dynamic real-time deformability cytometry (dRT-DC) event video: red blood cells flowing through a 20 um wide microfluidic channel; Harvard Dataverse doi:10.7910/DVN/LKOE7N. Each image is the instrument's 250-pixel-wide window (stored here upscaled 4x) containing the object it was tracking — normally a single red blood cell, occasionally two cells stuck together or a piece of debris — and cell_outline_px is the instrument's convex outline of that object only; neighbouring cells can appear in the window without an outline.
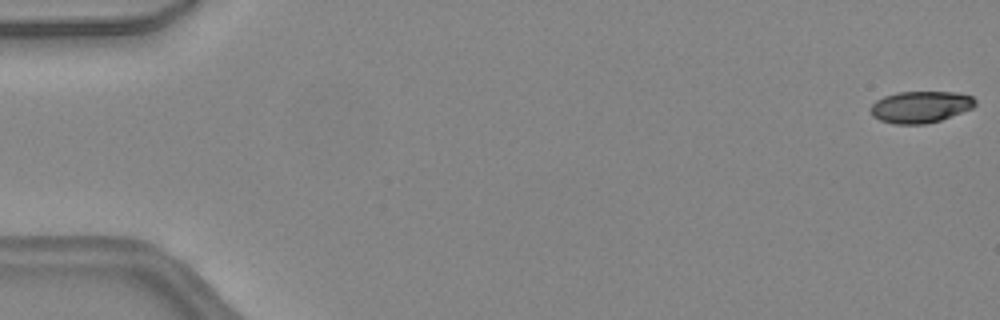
{"species": "common noctule bat (a hibernating species)", "species_latin": "Nyctalus noctula", "temperature_condition": "warm", "stored_images_in_passage": 40, "camera_frame_rate_fps": 3000, "um_per_image_px": 0.085, "animal": {"sex": "female", "body_mass_g": 24.6, "forearm_length_mm": 56.2}, "frame": {"image": 1, "passage_image": 1, "time_ms": 0.0, "image_size_px": [1000, 320], "cell_outline_px": [[976, 104], [972, 108], [940, 120], [924, 124], [892, 124], [880, 120], [872, 116], [868, 108], [876, 100], [884, 96], [896, 92], [956, 92], [972, 96], [976, 100]], "centroid_in_image_um": [78.2, 9.08], "position_along_channel_um": 6.8, "area_um2": 19.42}}
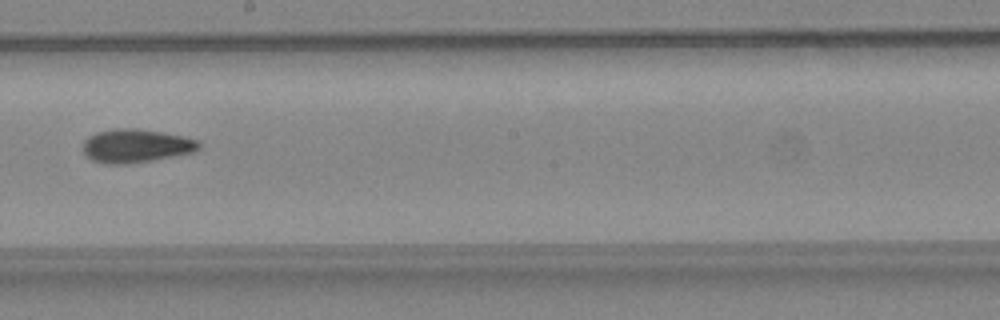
{"frame": {"image": 2, "passage_image": 27, "time_ms": 8.667, "image_size_px": [1000, 320], "cell_outline_px": [[200, 148], [192, 152], [152, 160], [128, 164], [104, 164], [92, 160], [84, 152], [84, 140], [88, 136], [96, 132], [116, 128], [136, 128], [184, 136], [196, 140], [200, 144]], "centroid_in_image_um": [11.53, 12.39], "position_along_channel_um": 236.7, "area_um2": 22.48}}
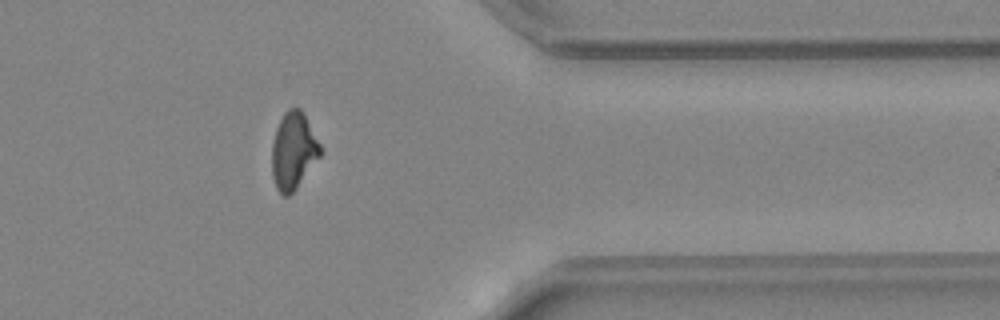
{"frame": {"image": 3, "passage_image": 38, "time_ms": 12.333, "image_size_px": [1000, 320], "cell_outline_px": [[324, 152], [296, 188], [288, 196], [284, 196], [276, 188], [272, 176], [272, 144], [276, 128], [284, 112], [288, 108], [300, 108], [304, 112]], "centroid_in_image_um": [24.95, 12.8], "position_along_channel_um": 386.4, "area_um2": 21.85}, "authors_computed_cell_mechanics": {"area_um2": 21.7617, "velocity_mm_per_s": 4.5053, "shape_relaxation_time_tau1_ms": 6.0995, "shape_relaxation_time_tau2_ms": 3.567, "deformation_change_tau1": 0.1927, "deformation_change_tau2": 0.1121}}